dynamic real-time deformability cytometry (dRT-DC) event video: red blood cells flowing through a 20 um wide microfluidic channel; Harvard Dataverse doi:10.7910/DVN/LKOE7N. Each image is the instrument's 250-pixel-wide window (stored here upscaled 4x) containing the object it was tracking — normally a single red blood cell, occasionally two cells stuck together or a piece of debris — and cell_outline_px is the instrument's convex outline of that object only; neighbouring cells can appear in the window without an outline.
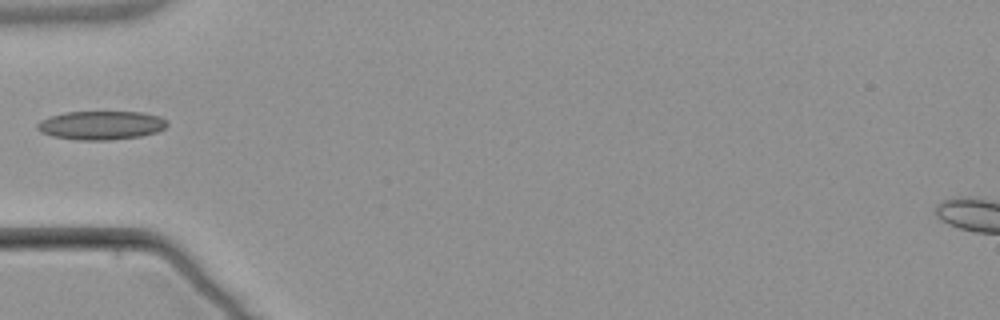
{"species": "common noctule bat (a hibernating species)", "species_latin": "Nyctalus noctula", "temperature_condition": "warm", "stored_images_in_passage": 4, "camera_frame_rate_fps": 3000, "um_per_image_px": 0.085, "animal": {"sex": "male", "body_mass_g": 21.5, "forearm_length_mm": 52.0}, "frame": {"image": 1, "passage_image": 4, "time_ms": 4.667, "image_size_px": [1000, 320], "cell_outline_px": [[168, 124], [164, 128], [156, 132], [140, 136], [108, 140], [76, 140], [52, 136], [40, 132], [36, 128], [36, 124], [40, 120], [64, 112], [144, 112], [160, 116], [168, 120]], "centroid_in_image_um": [8.59, 10.64], "position_along_channel_um": 76.4, "area_um2": 21.85}}